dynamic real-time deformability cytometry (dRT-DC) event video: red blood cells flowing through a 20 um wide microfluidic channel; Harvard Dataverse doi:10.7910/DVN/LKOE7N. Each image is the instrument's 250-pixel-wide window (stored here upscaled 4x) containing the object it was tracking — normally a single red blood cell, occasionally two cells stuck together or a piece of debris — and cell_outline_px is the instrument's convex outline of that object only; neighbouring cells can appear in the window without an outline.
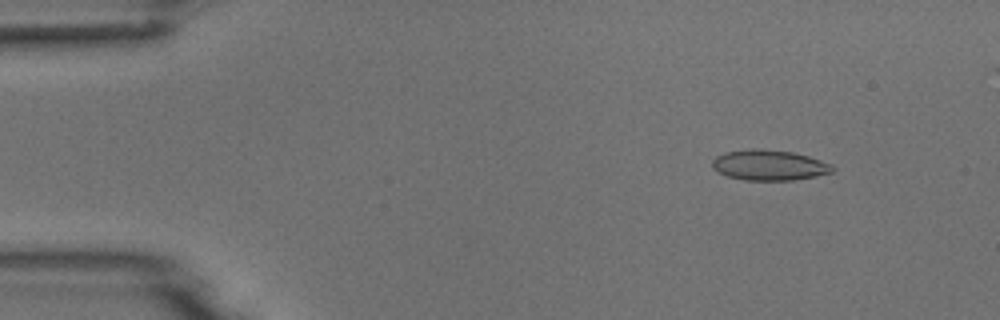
{"species": "common noctule bat (a hibernating species)", "species_latin": "Nyctalus noctula", "temperature_condition": "room temperature", "stored_images_in_passage": 5, "camera_frame_rate_fps": 3000, "um_per_image_px": 0.085, "animal": {"sex": "male", "body_mass_g": 18.8}, "frame": {"image": 1, "passage_image": 2, "time_ms": 1.333, "image_size_px": [1000, 320], "cell_outline_px": [[836, 168], [832, 172], [816, 176], [792, 180], [744, 180], [728, 176], [712, 168], [712, 160], [716, 156], [724, 152], [752, 148], [764, 148], [792, 152], [808, 156], [832, 164]], "centroid_in_image_um": [65.38, 14.02], "position_along_channel_um": 19.6, "area_um2": 21.44}}
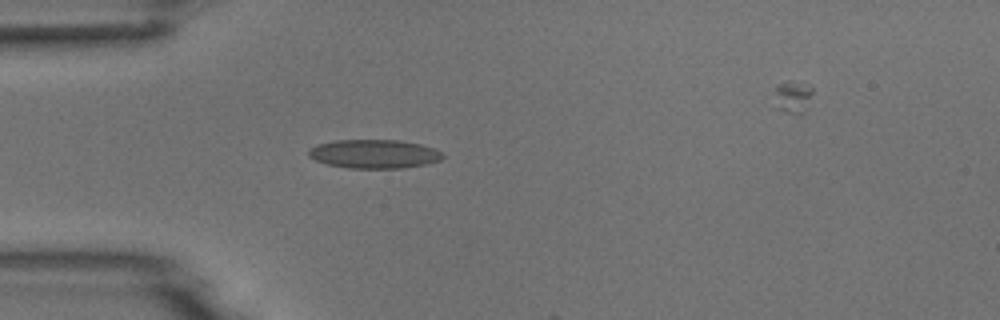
{"frame": {"image": 2, "passage_image": 4, "time_ms": 4.333, "image_size_px": [1000, 320], "cell_outline_px": [[444, 156], [440, 160], [424, 164], [404, 168], [348, 168], [328, 164], [316, 160], [308, 156], [308, 152], [312, 148], [320, 144], [336, 140], [400, 140], [420, 144], [432, 148], [440, 152]], "centroid_in_image_um": [31.81, 13.08], "position_along_channel_um": 53.2, "area_um2": 22.2}}